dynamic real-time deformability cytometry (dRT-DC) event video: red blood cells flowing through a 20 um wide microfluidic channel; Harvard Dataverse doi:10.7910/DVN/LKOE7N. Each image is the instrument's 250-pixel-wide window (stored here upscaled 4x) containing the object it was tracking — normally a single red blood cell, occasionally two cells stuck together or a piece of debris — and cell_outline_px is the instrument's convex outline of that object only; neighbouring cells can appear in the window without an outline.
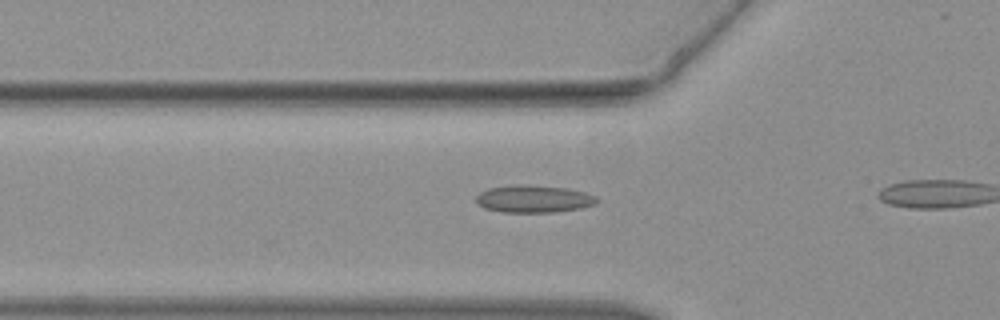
{"species": "common noctule bat (a hibernating species)", "species_latin": "Nyctalus noctula", "temperature_condition": "warm", "stored_images_in_passage": 7, "camera_frame_rate_fps": 3000, "um_per_image_px": 0.085, "animal": {"sex": "female", "body_mass_g": 19.3, "forearm_length_mm": 54.1}, "frame": {"image": 1, "passage_image": 5, "time_ms": 1.333, "image_size_px": [1000, 320], "cell_outline_px": [[600, 200], [596, 204], [580, 208], [556, 212], [500, 212], [484, 208], [476, 200], [476, 196], [480, 192], [488, 188], [512, 184], [524, 184], [568, 188], [584, 192], [596, 196]], "centroid_in_image_um": [45.37, 16.9], "position_along_channel_um": 80.4, "area_um2": 19.48}}